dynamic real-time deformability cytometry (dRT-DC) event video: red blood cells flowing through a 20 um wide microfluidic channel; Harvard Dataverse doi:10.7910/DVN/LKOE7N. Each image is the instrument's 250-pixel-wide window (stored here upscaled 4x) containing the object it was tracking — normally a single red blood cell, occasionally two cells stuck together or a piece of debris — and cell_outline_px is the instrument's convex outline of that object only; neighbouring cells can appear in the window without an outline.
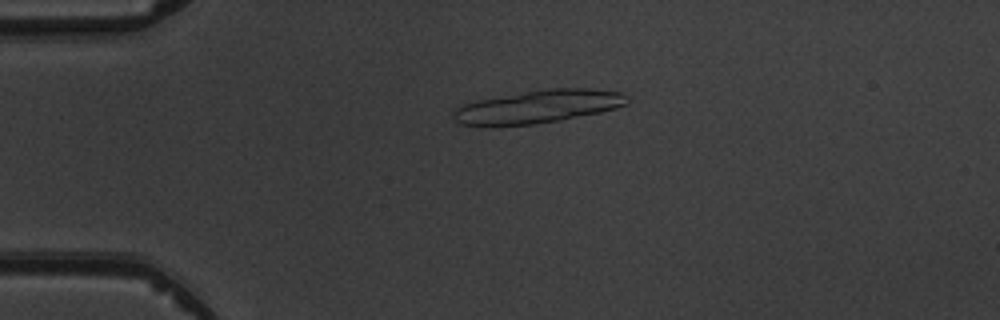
{"species": "common noctule bat (a hibernating species)", "species_latin": "Nyctalus noctula", "temperature_condition": "warm", "stored_images_in_passage": 6, "camera_frame_rate_fps": 3000, "um_per_image_px": 0.085, "animal": {"sex": "male", "body_mass_g": 19.5, "forearm_length_mm": 54.6}, "frame": {"image": 1, "passage_image": 4, "time_ms": 3.333, "image_size_px": [1000, 320], "cell_outline_px": [[628, 104], [616, 108], [600, 112], [560, 120], [536, 124], [460, 124], [452, 116], [452, 112], [460, 104], [476, 100], [548, 88], [592, 88], [620, 92], [628, 96]], "centroid_in_image_um": [45.79, 9.04], "position_along_channel_um": 39.2, "area_um2": 33.06}}